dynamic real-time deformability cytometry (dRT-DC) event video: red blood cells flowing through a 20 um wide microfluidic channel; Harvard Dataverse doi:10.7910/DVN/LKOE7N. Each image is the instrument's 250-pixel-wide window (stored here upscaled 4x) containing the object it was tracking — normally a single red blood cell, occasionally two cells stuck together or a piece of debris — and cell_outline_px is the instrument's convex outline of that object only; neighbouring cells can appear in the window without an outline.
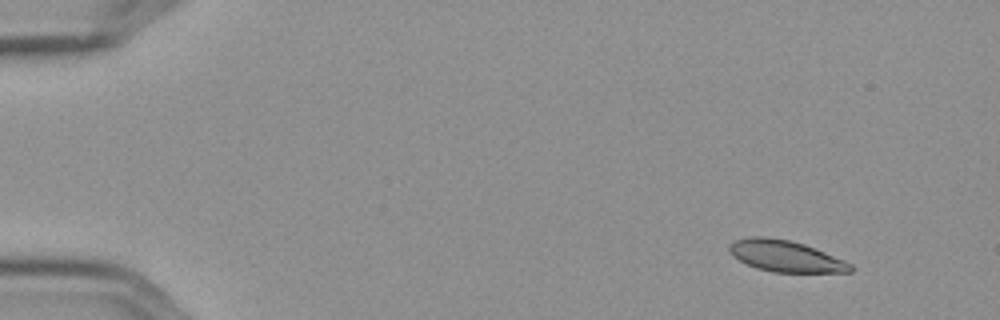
{"species": "Egyptian fruit bat (a non-hibernating species)", "species_latin": "Rousettus aegyptiacus", "temperature_condition": "cold", "stored_images_in_passage": 10, "camera_frame_rate_fps": 3000, "um_per_image_px": 0.085, "frame": {"image": 1, "passage_image": 1, "time_ms": 0.0, "image_size_px": [1000, 320], "cell_outline_px": [[852, 272], [772, 272], [756, 268], [732, 256], [728, 252], [728, 244], [736, 240], [752, 236], [768, 236], [788, 240], [804, 244], [844, 260], [852, 264]], "centroid_in_image_um": [66.73, 21.76], "position_along_channel_um": 18.3, "area_um2": 22.08}}
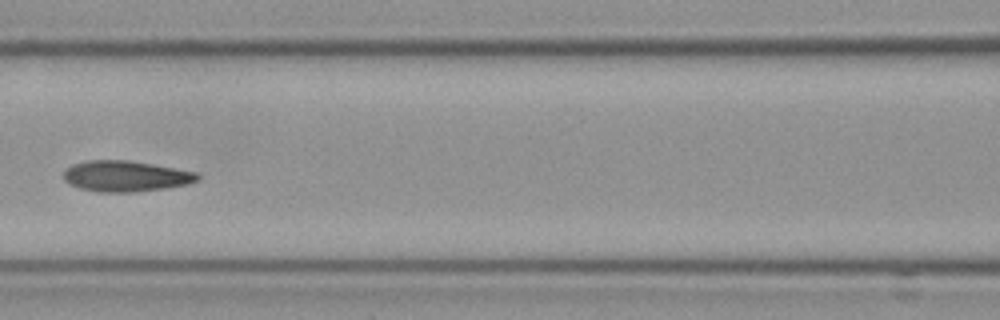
{"frame": {"image": 2, "passage_image": 7, "time_ms": 2.0, "image_size_px": [1000, 320], "cell_outline_px": [[200, 180], [188, 184], [168, 188], [136, 192], [100, 192], [80, 188], [68, 184], [64, 180], [64, 172], [72, 164], [88, 160], [128, 160], [200, 172]], "centroid_in_image_um": [10.74, 14.98], "position_along_channel_um": 155.9, "area_um2": 24.33}}
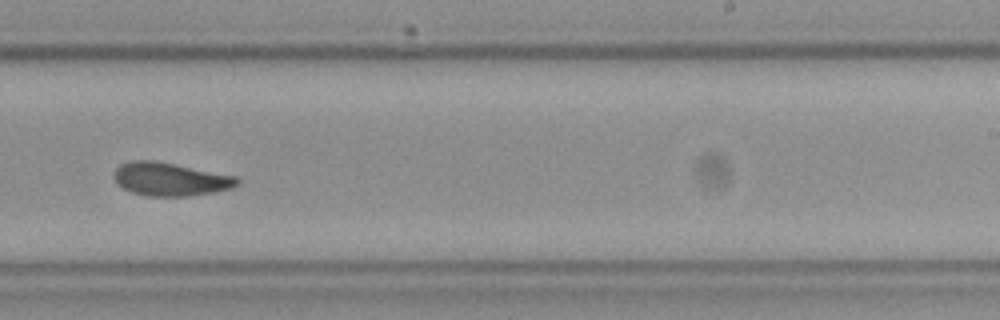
{"frame": {"image": 3, "passage_image": 10, "time_ms": 3.0, "image_size_px": [1000, 320], "cell_outline_px": [[240, 184], [232, 188], [212, 192], [188, 196], [144, 196], [132, 192], [116, 184], [112, 176], [112, 172], [120, 164], [132, 160], [156, 160], [236, 176], [240, 180]], "centroid_in_image_um": [14.43, 15.22], "position_along_channel_um": 274.6, "area_um2": 24.16}}